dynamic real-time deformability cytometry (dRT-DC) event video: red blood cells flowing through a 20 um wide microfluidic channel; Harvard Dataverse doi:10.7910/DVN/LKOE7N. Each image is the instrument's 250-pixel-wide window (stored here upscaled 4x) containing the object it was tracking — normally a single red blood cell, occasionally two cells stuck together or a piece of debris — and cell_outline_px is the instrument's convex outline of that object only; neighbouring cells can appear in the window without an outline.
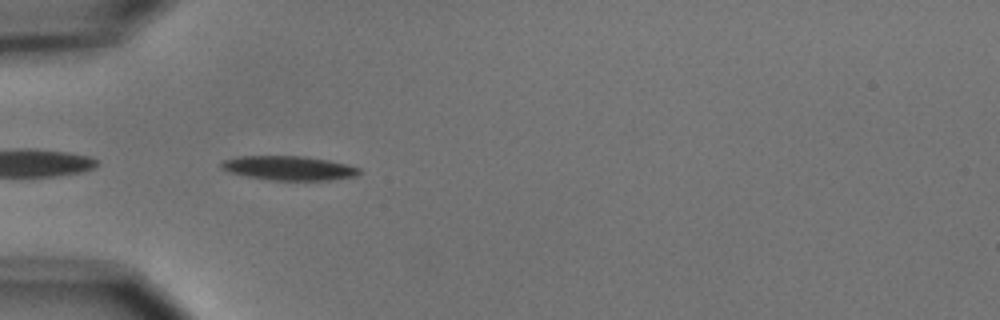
{"species": "common noctule bat (a hibernating species)", "species_latin": "Nyctalus noctula", "temperature_condition": "cold", "stored_images_in_passage": 2, "camera_frame_rate_fps": 3000, "um_per_image_px": 0.085, "animal": {"sex": "male", "body_mass_g": 15.6}, "frame": {"image": 1, "passage_image": 2, "time_ms": 1.0, "image_size_px": [1000, 320], "cell_outline_px": [[360, 172], [356, 176], [328, 180], [272, 180], [248, 176], [228, 172], [220, 168], [220, 160], [236, 156], [304, 156], [328, 160], [360, 168]], "centroid_in_image_um": [24.48, 14.28], "position_along_channel_um": 60.5, "area_um2": 19.48}}